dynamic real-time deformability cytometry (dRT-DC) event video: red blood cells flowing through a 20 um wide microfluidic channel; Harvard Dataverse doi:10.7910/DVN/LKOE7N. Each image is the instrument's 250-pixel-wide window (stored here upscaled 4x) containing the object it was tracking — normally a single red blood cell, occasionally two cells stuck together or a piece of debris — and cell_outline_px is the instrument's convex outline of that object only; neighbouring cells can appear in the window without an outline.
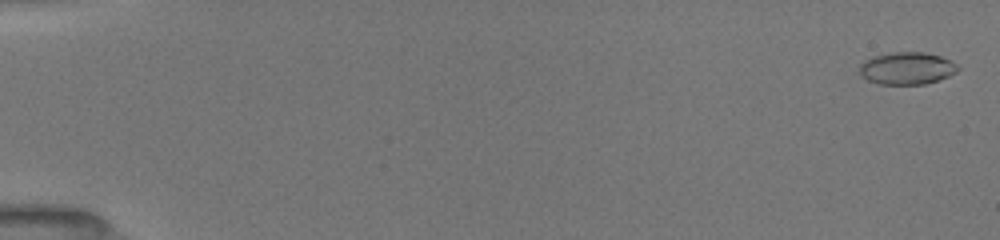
{"species": "common noctule bat (a hibernating species)", "species_latin": "Nyctalus noctula", "temperature_condition": "room temperature", "stored_images_in_passage": 53, "camera_frame_rate_fps": 3000, "um_per_image_px": 0.085, "animal": {"sex": "female", "body_mass_g": 19.5, "forearm_length_mm": 54.1}, "frame": {"image": 1, "passage_image": 2, "time_ms": 0.333, "image_size_px": [1000, 240], "cell_outline_px": [[960, 68], [956, 72], [948, 76], [924, 84], [880, 84], [868, 80], [860, 76], [860, 64], [864, 60], [872, 56], [892, 52], [924, 52], [940, 56], [952, 60]], "centroid_in_image_um": [77.07, 5.79], "position_along_channel_um": 7.9, "area_um2": 18.55}}
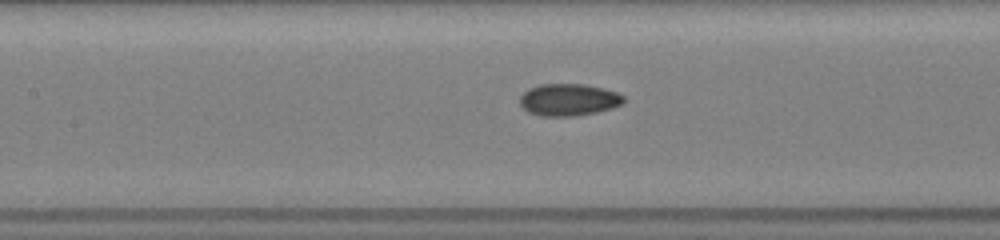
{"frame": {"image": 2, "passage_image": 26, "time_ms": 8.333, "image_size_px": [1000, 240], "cell_outline_px": [[624, 100], [620, 104], [612, 108], [596, 112], [576, 116], [540, 116], [528, 112], [520, 104], [520, 96], [528, 88], [540, 84], [584, 84], [604, 88], [616, 92], [624, 96]], "centroid_in_image_um": [48.31, 8.47], "position_along_channel_um": 159.1, "area_um2": 19.42}}
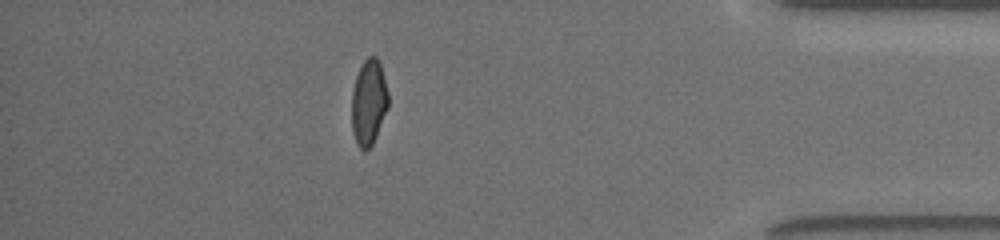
{"frame": {"image": 3, "passage_image": 47, "time_ms": 15.333, "image_size_px": [1000, 240], "cell_outline_px": [[388, 108], [376, 136], [372, 144], [364, 152], [360, 148], [352, 132], [352, 92], [356, 76], [364, 60], [368, 56], [376, 56], [380, 60], [388, 92]], "centroid_in_image_um": [31.35, 8.67], "position_along_channel_um": 403.8, "area_um2": 18.26}, "authors_computed_cell_mechanics": {"area_um2": 18.496, "velocity_mm_per_s": 4.001, "shape_relaxation_time_tau1_ms": 4.5258, "shape_relaxation_time_tau2_ms": 1.527, "deformation_change_tau1": 0.1368, "deformation_change_tau2": 0.0493}}